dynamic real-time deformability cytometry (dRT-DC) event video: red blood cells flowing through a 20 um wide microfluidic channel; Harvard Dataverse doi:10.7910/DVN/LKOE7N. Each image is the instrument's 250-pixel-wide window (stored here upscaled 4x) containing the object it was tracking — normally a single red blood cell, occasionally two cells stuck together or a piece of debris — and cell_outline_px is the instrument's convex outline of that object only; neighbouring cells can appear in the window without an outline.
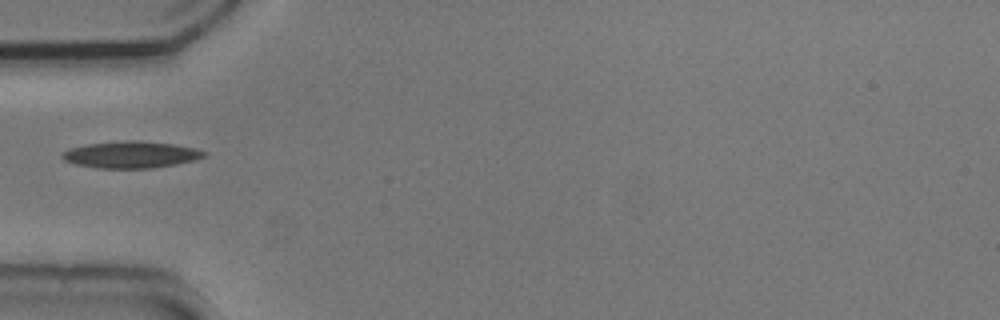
{"species": "common noctule bat (a hibernating species)", "species_latin": "Nyctalus noctula", "temperature_condition": "cold", "stored_images_in_passage": 20, "camera_frame_rate_fps": 3000, "um_per_image_px": 0.085, "animal": {"sex": "male", "body_mass_g": 20.5, "forearm_length_mm": 52.5}, "frame": {"image": 1, "passage_image": 1, "time_ms": 0.0, "image_size_px": [1000, 320], "cell_outline_px": [[208, 152], [204, 156], [196, 160], [176, 164], [152, 168], [96, 168], [76, 164], [64, 160], [60, 156], [60, 152], [68, 148], [88, 144], [124, 140], [140, 140], [172, 144], [196, 148]], "centroid_in_image_um": [11.11, 13.14], "position_along_channel_um": 73.9, "area_um2": 22.31}}
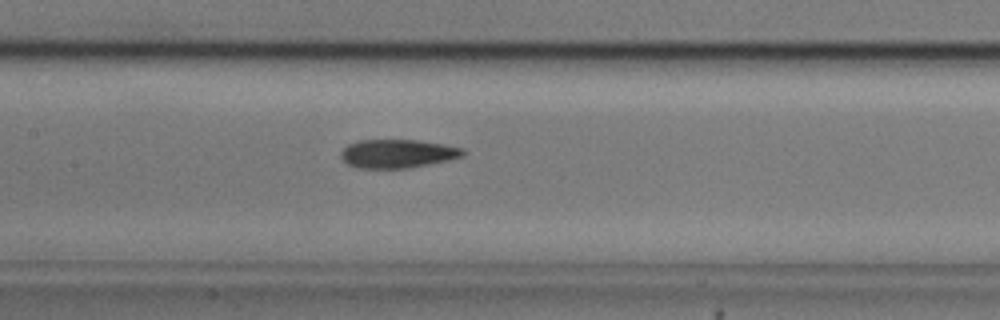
{"frame": {"image": 2, "passage_image": 9, "time_ms": 2.667, "image_size_px": [1000, 320], "cell_outline_px": [[468, 152], [464, 156], [448, 160], [408, 168], [356, 168], [348, 164], [340, 156], [340, 152], [348, 144], [360, 140], [416, 140], [444, 144], [464, 148]], "centroid_in_image_um": [33.82, 13.06], "position_along_channel_um": 173.6, "area_um2": 20.4}}
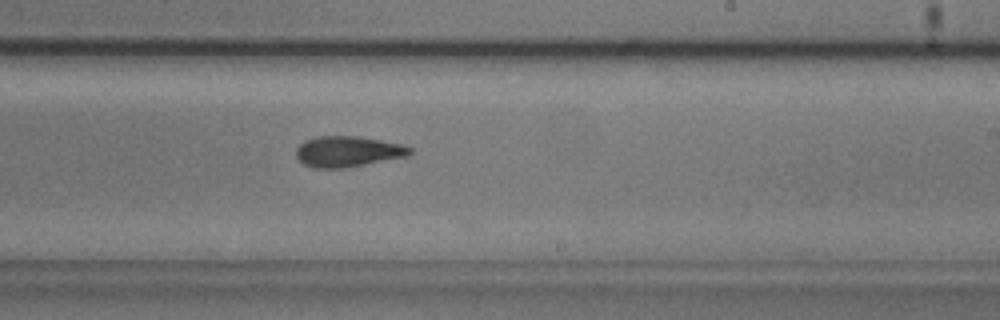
{"frame": {"image": 3, "passage_image": 16, "time_ms": 5.0, "image_size_px": [1000, 320], "cell_outline_px": [[412, 152], [408, 156], [344, 168], [312, 168], [304, 164], [296, 156], [296, 148], [300, 144], [316, 136], [356, 136], [404, 144], [412, 148]], "centroid_in_image_um": [29.58, 12.88], "position_along_channel_um": 259.4, "area_um2": 20.35}}